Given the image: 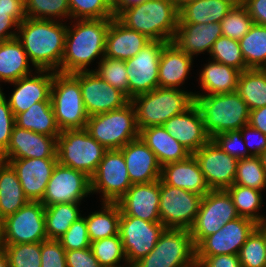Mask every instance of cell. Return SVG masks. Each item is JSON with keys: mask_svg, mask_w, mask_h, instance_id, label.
I'll use <instances>...</instances> for the list:
<instances>
[{"mask_svg": "<svg viewBox=\"0 0 266 267\" xmlns=\"http://www.w3.org/2000/svg\"><path fill=\"white\" fill-rule=\"evenodd\" d=\"M166 43L151 41L137 55L125 60L130 100L159 87V61Z\"/></svg>", "mask_w": 266, "mask_h": 267, "instance_id": "cell-15", "label": "cell"}, {"mask_svg": "<svg viewBox=\"0 0 266 267\" xmlns=\"http://www.w3.org/2000/svg\"><path fill=\"white\" fill-rule=\"evenodd\" d=\"M238 217L240 216L226 190H210L203 196L195 222L189 229L195 247L205 237Z\"/></svg>", "mask_w": 266, "mask_h": 267, "instance_id": "cell-10", "label": "cell"}, {"mask_svg": "<svg viewBox=\"0 0 266 267\" xmlns=\"http://www.w3.org/2000/svg\"><path fill=\"white\" fill-rule=\"evenodd\" d=\"M240 71L216 62L214 60L205 64L199 75L201 88L208 94H223L237 91L238 78Z\"/></svg>", "mask_w": 266, "mask_h": 267, "instance_id": "cell-34", "label": "cell"}, {"mask_svg": "<svg viewBox=\"0 0 266 267\" xmlns=\"http://www.w3.org/2000/svg\"><path fill=\"white\" fill-rule=\"evenodd\" d=\"M253 22L266 26V0H241Z\"/></svg>", "mask_w": 266, "mask_h": 267, "instance_id": "cell-58", "label": "cell"}, {"mask_svg": "<svg viewBox=\"0 0 266 267\" xmlns=\"http://www.w3.org/2000/svg\"><path fill=\"white\" fill-rule=\"evenodd\" d=\"M162 126L191 154L211 140L205 131L204 121L195 104L183 113L171 117Z\"/></svg>", "mask_w": 266, "mask_h": 267, "instance_id": "cell-24", "label": "cell"}, {"mask_svg": "<svg viewBox=\"0 0 266 267\" xmlns=\"http://www.w3.org/2000/svg\"><path fill=\"white\" fill-rule=\"evenodd\" d=\"M94 256L102 267H120L121 260L127 264L126 254L120 235L91 242Z\"/></svg>", "mask_w": 266, "mask_h": 267, "instance_id": "cell-44", "label": "cell"}, {"mask_svg": "<svg viewBox=\"0 0 266 267\" xmlns=\"http://www.w3.org/2000/svg\"><path fill=\"white\" fill-rule=\"evenodd\" d=\"M160 179L165 184L185 189L200 196H204L210 191L193 154L184 160L163 165Z\"/></svg>", "mask_w": 266, "mask_h": 267, "instance_id": "cell-27", "label": "cell"}, {"mask_svg": "<svg viewBox=\"0 0 266 267\" xmlns=\"http://www.w3.org/2000/svg\"><path fill=\"white\" fill-rule=\"evenodd\" d=\"M238 0H197L179 10L178 24L221 22Z\"/></svg>", "mask_w": 266, "mask_h": 267, "instance_id": "cell-31", "label": "cell"}, {"mask_svg": "<svg viewBox=\"0 0 266 267\" xmlns=\"http://www.w3.org/2000/svg\"><path fill=\"white\" fill-rule=\"evenodd\" d=\"M238 255L242 267H266V242L258 227L248 236Z\"/></svg>", "mask_w": 266, "mask_h": 267, "instance_id": "cell-45", "label": "cell"}, {"mask_svg": "<svg viewBox=\"0 0 266 267\" xmlns=\"http://www.w3.org/2000/svg\"><path fill=\"white\" fill-rule=\"evenodd\" d=\"M257 225L253 220L244 217L229 221L196 246V256L238 255L242 245Z\"/></svg>", "mask_w": 266, "mask_h": 267, "instance_id": "cell-19", "label": "cell"}, {"mask_svg": "<svg viewBox=\"0 0 266 267\" xmlns=\"http://www.w3.org/2000/svg\"><path fill=\"white\" fill-rule=\"evenodd\" d=\"M196 267H242L239 255L196 256Z\"/></svg>", "mask_w": 266, "mask_h": 267, "instance_id": "cell-55", "label": "cell"}, {"mask_svg": "<svg viewBox=\"0 0 266 267\" xmlns=\"http://www.w3.org/2000/svg\"><path fill=\"white\" fill-rule=\"evenodd\" d=\"M239 45L248 69L266 68V26L254 23Z\"/></svg>", "mask_w": 266, "mask_h": 267, "instance_id": "cell-39", "label": "cell"}, {"mask_svg": "<svg viewBox=\"0 0 266 267\" xmlns=\"http://www.w3.org/2000/svg\"><path fill=\"white\" fill-rule=\"evenodd\" d=\"M258 157L260 158V161L266 170V149Z\"/></svg>", "mask_w": 266, "mask_h": 267, "instance_id": "cell-66", "label": "cell"}, {"mask_svg": "<svg viewBox=\"0 0 266 267\" xmlns=\"http://www.w3.org/2000/svg\"><path fill=\"white\" fill-rule=\"evenodd\" d=\"M2 158H57V137L38 134L14 125Z\"/></svg>", "mask_w": 266, "mask_h": 267, "instance_id": "cell-23", "label": "cell"}, {"mask_svg": "<svg viewBox=\"0 0 266 267\" xmlns=\"http://www.w3.org/2000/svg\"><path fill=\"white\" fill-rule=\"evenodd\" d=\"M226 191L231 196L240 217L253 220L256 224L266 220L258 211L262 208V191L237 184L231 185Z\"/></svg>", "mask_w": 266, "mask_h": 267, "instance_id": "cell-40", "label": "cell"}, {"mask_svg": "<svg viewBox=\"0 0 266 267\" xmlns=\"http://www.w3.org/2000/svg\"><path fill=\"white\" fill-rule=\"evenodd\" d=\"M0 13H6L20 24L27 18L25 0H0Z\"/></svg>", "mask_w": 266, "mask_h": 267, "instance_id": "cell-57", "label": "cell"}, {"mask_svg": "<svg viewBox=\"0 0 266 267\" xmlns=\"http://www.w3.org/2000/svg\"><path fill=\"white\" fill-rule=\"evenodd\" d=\"M91 179V193L102 192V202H117L132 186L120 149L107 150Z\"/></svg>", "mask_w": 266, "mask_h": 267, "instance_id": "cell-13", "label": "cell"}, {"mask_svg": "<svg viewBox=\"0 0 266 267\" xmlns=\"http://www.w3.org/2000/svg\"><path fill=\"white\" fill-rule=\"evenodd\" d=\"M192 61L193 57L182 51L174 42H167L160 55L159 87L180 89L188 78Z\"/></svg>", "mask_w": 266, "mask_h": 267, "instance_id": "cell-29", "label": "cell"}, {"mask_svg": "<svg viewBox=\"0 0 266 267\" xmlns=\"http://www.w3.org/2000/svg\"><path fill=\"white\" fill-rule=\"evenodd\" d=\"M85 129L106 150L121 149L139 138L140 132L131 101L121 108L89 116Z\"/></svg>", "mask_w": 266, "mask_h": 267, "instance_id": "cell-6", "label": "cell"}, {"mask_svg": "<svg viewBox=\"0 0 266 267\" xmlns=\"http://www.w3.org/2000/svg\"><path fill=\"white\" fill-rule=\"evenodd\" d=\"M15 169L22 190L29 201H41L57 158L3 159Z\"/></svg>", "mask_w": 266, "mask_h": 267, "instance_id": "cell-20", "label": "cell"}, {"mask_svg": "<svg viewBox=\"0 0 266 267\" xmlns=\"http://www.w3.org/2000/svg\"><path fill=\"white\" fill-rule=\"evenodd\" d=\"M136 111L139 131L152 126H162L171 117L183 113L194 104V93L176 88L158 87L139 94L131 100Z\"/></svg>", "mask_w": 266, "mask_h": 267, "instance_id": "cell-5", "label": "cell"}, {"mask_svg": "<svg viewBox=\"0 0 266 267\" xmlns=\"http://www.w3.org/2000/svg\"><path fill=\"white\" fill-rule=\"evenodd\" d=\"M237 92L250 111L266 106V70L248 69L240 72Z\"/></svg>", "mask_w": 266, "mask_h": 267, "instance_id": "cell-37", "label": "cell"}, {"mask_svg": "<svg viewBox=\"0 0 266 267\" xmlns=\"http://www.w3.org/2000/svg\"><path fill=\"white\" fill-rule=\"evenodd\" d=\"M0 89V152L3 153L10 142L15 116L9 106L5 93Z\"/></svg>", "mask_w": 266, "mask_h": 267, "instance_id": "cell-53", "label": "cell"}, {"mask_svg": "<svg viewBox=\"0 0 266 267\" xmlns=\"http://www.w3.org/2000/svg\"><path fill=\"white\" fill-rule=\"evenodd\" d=\"M51 103L58 128L84 129L88 120L79 81L72 74L54 73Z\"/></svg>", "mask_w": 266, "mask_h": 267, "instance_id": "cell-9", "label": "cell"}, {"mask_svg": "<svg viewBox=\"0 0 266 267\" xmlns=\"http://www.w3.org/2000/svg\"><path fill=\"white\" fill-rule=\"evenodd\" d=\"M0 161H3L2 153L0 152Z\"/></svg>", "mask_w": 266, "mask_h": 267, "instance_id": "cell-69", "label": "cell"}, {"mask_svg": "<svg viewBox=\"0 0 266 267\" xmlns=\"http://www.w3.org/2000/svg\"><path fill=\"white\" fill-rule=\"evenodd\" d=\"M58 241L66 251L91 247L84 216L73 222L66 233L58 238Z\"/></svg>", "mask_w": 266, "mask_h": 267, "instance_id": "cell-50", "label": "cell"}, {"mask_svg": "<svg viewBox=\"0 0 266 267\" xmlns=\"http://www.w3.org/2000/svg\"><path fill=\"white\" fill-rule=\"evenodd\" d=\"M67 267H102L93 254L91 247L66 251Z\"/></svg>", "mask_w": 266, "mask_h": 267, "instance_id": "cell-54", "label": "cell"}, {"mask_svg": "<svg viewBox=\"0 0 266 267\" xmlns=\"http://www.w3.org/2000/svg\"><path fill=\"white\" fill-rule=\"evenodd\" d=\"M21 42L11 39L0 43V82L12 83L32 74ZM1 89V87H0Z\"/></svg>", "mask_w": 266, "mask_h": 267, "instance_id": "cell-32", "label": "cell"}, {"mask_svg": "<svg viewBox=\"0 0 266 267\" xmlns=\"http://www.w3.org/2000/svg\"><path fill=\"white\" fill-rule=\"evenodd\" d=\"M194 104L211 139L220 133L240 130L248 124L250 110L237 91L213 95L194 93Z\"/></svg>", "mask_w": 266, "mask_h": 267, "instance_id": "cell-4", "label": "cell"}, {"mask_svg": "<svg viewBox=\"0 0 266 267\" xmlns=\"http://www.w3.org/2000/svg\"><path fill=\"white\" fill-rule=\"evenodd\" d=\"M222 36L219 22L203 24H178L174 42L182 51L194 57L199 53L210 52L212 45Z\"/></svg>", "mask_w": 266, "mask_h": 267, "instance_id": "cell-28", "label": "cell"}, {"mask_svg": "<svg viewBox=\"0 0 266 267\" xmlns=\"http://www.w3.org/2000/svg\"><path fill=\"white\" fill-rule=\"evenodd\" d=\"M151 41L146 35L126 27L114 17L106 34L104 57L125 61L137 55Z\"/></svg>", "mask_w": 266, "mask_h": 267, "instance_id": "cell-26", "label": "cell"}, {"mask_svg": "<svg viewBox=\"0 0 266 267\" xmlns=\"http://www.w3.org/2000/svg\"><path fill=\"white\" fill-rule=\"evenodd\" d=\"M139 137L154 152L161 166L184 160L192 155L163 126L143 128L139 132Z\"/></svg>", "mask_w": 266, "mask_h": 267, "instance_id": "cell-30", "label": "cell"}, {"mask_svg": "<svg viewBox=\"0 0 266 267\" xmlns=\"http://www.w3.org/2000/svg\"><path fill=\"white\" fill-rule=\"evenodd\" d=\"M110 21L111 19L76 20L73 26L67 25L61 73L89 71L86 67L94 59L98 57L101 61L104 58Z\"/></svg>", "mask_w": 266, "mask_h": 267, "instance_id": "cell-2", "label": "cell"}, {"mask_svg": "<svg viewBox=\"0 0 266 267\" xmlns=\"http://www.w3.org/2000/svg\"><path fill=\"white\" fill-rule=\"evenodd\" d=\"M209 54L211 60L231 66L240 72L248 70L238 40L220 36L212 45Z\"/></svg>", "mask_w": 266, "mask_h": 267, "instance_id": "cell-42", "label": "cell"}, {"mask_svg": "<svg viewBox=\"0 0 266 267\" xmlns=\"http://www.w3.org/2000/svg\"><path fill=\"white\" fill-rule=\"evenodd\" d=\"M66 250L55 239L41 242V267H67Z\"/></svg>", "mask_w": 266, "mask_h": 267, "instance_id": "cell-52", "label": "cell"}, {"mask_svg": "<svg viewBox=\"0 0 266 267\" xmlns=\"http://www.w3.org/2000/svg\"><path fill=\"white\" fill-rule=\"evenodd\" d=\"M212 140L224 152H226L232 157L237 158L238 160L251 156L248 153L247 147L245 146L241 130H233V131H227L226 133H220L214 136ZM242 146L243 148H241Z\"/></svg>", "mask_w": 266, "mask_h": 267, "instance_id": "cell-51", "label": "cell"}, {"mask_svg": "<svg viewBox=\"0 0 266 267\" xmlns=\"http://www.w3.org/2000/svg\"><path fill=\"white\" fill-rule=\"evenodd\" d=\"M9 267H41V242L4 244Z\"/></svg>", "mask_w": 266, "mask_h": 267, "instance_id": "cell-46", "label": "cell"}, {"mask_svg": "<svg viewBox=\"0 0 266 267\" xmlns=\"http://www.w3.org/2000/svg\"><path fill=\"white\" fill-rule=\"evenodd\" d=\"M234 184L259 191L266 189V170L259 157L250 156L238 160Z\"/></svg>", "mask_w": 266, "mask_h": 267, "instance_id": "cell-41", "label": "cell"}, {"mask_svg": "<svg viewBox=\"0 0 266 267\" xmlns=\"http://www.w3.org/2000/svg\"><path fill=\"white\" fill-rule=\"evenodd\" d=\"M257 227L263 232L264 237H265V242H266V220L258 224Z\"/></svg>", "mask_w": 266, "mask_h": 267, "instance_id": "cell-67", "label": "cell"}, {"mask_svg": "<svg viewBox=\"0 0 266 267\" xmlns=\"http://www.w3.org/2000/svg\"><path fill=\"white\" fill-rule=\"evenodd\" d=\"M35 75L24 76L12 82L15 89L7 99L14 116L25 112L36 102L51 101V88L54 78V71L35 70Z\"/></svg>", "mask_w": 266, "mask_h": 267, "instance_id": "cell-22", "label": "cell"}, {"mask_svg": "<svg viewBox=\"0 0 266 267\" xmlns=\"http://www.w3.org/2000/svg\"><path fill=\"white\" fill-rule=\"evenodd\" d=\"M0 267H9L7 255L3 250L0 251Z\"/></svg>", "mask_w": 266, "mask_h": 267, "instance_id": "cell-64", "label": "cell"}, {"mask_svg": "<svg viewBox=\"0 0 266 267\" xmlns=\"http://www.w3.org/2000/svg\"><path fill=\"white\" fill-rule=\"evenodd\" d=\"M18 27L19 24L11 16L0 13V43L16 38L18 31L14 30H18ZM11 28L14 30L10 31Z\"/></svg>", "mask_w": 266, "mask_h": 267, "instance_id": "cell-59", "label": "cell"}, {"mask_svg": "<svg viewBox=\"0 0 266 267\" xmlns=\"http://www.w3.org/2000/svg\"><path fill=\"white\" fill-rule=\"evenodd\" d=\"M203 196L165 184L160 179L159 213L166 228L190 229L199 212Z\"/></svg>", "mask_w": 266, "mask_h": 267, "instance_id": "cell-11", "label": "cell"}, {"mask_svg": "<svg viewBox=\"0 0 266 267\" xmlns=\"http://www.w3.org/2000/svg\"><path fill=\"white\" fill-rule=\"evenodd\" d=\"M160 180L132 184L116 202L121 216H133L148 222H161L159 213Z\"/></svg>", "mask_w": 266, "mask_h": 267, "instance_id": "cell-21", "label": "cell"}, {"mask_svg": "<svg viewBox=\"0 0 266 267\" xmlns=\"http://www.w3.org/2000/svg\"><path fill=\"white\" fill-rule=\"evenodd\" d=\"M120 267H133V266L132 265H129V264H125V266H120Z\"/></svg>", "mask_w": 266, "mask_h": 267, "instance_id": "cell-68", "label": "cell"}, {"mask_svg": "<svg viewBox=\"0 0 266 267\" xmlns=\"http://www.w3.org/2000/svg\"><path fill=\"white\" fill-rule=\"evenodd\" d=\"M197 0H172L174 3L175 8L179 11L182 7H184L186 4L194 2Z\"/></svg>", "mask_w": 266, "mask_h": 267, "instance_id": "cell-62", "label": "cell"}, {"mask_svg": "<svg viewBox=\"0 0 266 267\" xmlns=\"http://www.w3.org/2000/svg\"><path fill=\"white\" fill-rule=\"evenodd\" d=\"M93 71L108 84L123 92L129 98L128 75L124 60L104 57Z\"/></svg>", "mask_w": 266, "mask_h": 267, "instance_id": "cell-47", "label": "cell"}, {"mask_svg": "<svg viewBox=\"0 0 266 267\" xmlns=\"http://www.w3.org/2000/svg\"><path fill=\"white\" fill-rule=\"evenodd\" d=\"M28 202L15 169L9 162L0 161V218L17 212Z\"/></svg>", "mask_w": 266, "mask_h": 267, "instance_id": "cell-33", "label": "cell"}, {"mask_svg": "<svg viewBox=\"0 0 266 267\" xmlns=\"http://www.w3.org/2000/svg\"><path fill=\"white\" fill-rule=\"evenodd\" d=\"M161 222H148L133 216H121L119 235L127 258V264L134 265L154 249L165 230Z\"/></svg>", "mask_w": 266, "mask_h": 267, "instance_id": "cell-14", "label": "cell"}, {"mask_svg": "<svg viewBox=\"0 0 266 267\" xmlns=\"http://www.w3.org/2000/svg\"><path fill=\"white\" fill-rule=\"evenodd\" d=\"M222 36L240 40L254 24L246 8L238 2L220 22Z\"/></svg>", "mask_w": 266, "mask_h": 267, "instance_id": "cell-48", "label": "cell"}, {"mask_svg": "<svg viewBox=\"0 0 266 267\" xmlns=\"http://www.w3.org/2000/svg\"><path fill=\"white\" fill-rule=\"evenodd\" d=\"M132 184L160 180L162 166L154 152L139 137L121 149Z\"/></svg>", "mask_w": 266, "mask_h": 267, "instance_id": "cell-25", "label": "cell"}, {"mask_svg": "<svg viewBox=\"0 0 266 267\" xmlns=\"http://www.w3.org/2000/svg\"><path fill=\"white\" fill-rule=\"evenodd\" d=\"M4 248V239H3V219L0 218V251Z\"/></svg>", "mask_w": 266, "mask_h": 267, "instance_id": "cell-65", "label": "cell"}, {"mask_svg": "<svg viewBox=\"0 0 266 267\" xmlns=\"http://www.w3.org/2000/svg\"><path fill=\"white\" fill-rule=\"evenodd\" d=\"M4 244L36 243L47 240L45 206L29 201L17 212L3 219Z\"/></svg>", "mask_w": 266, "mask_h": 267, "instance_id": "cell-12", "label": "cell"}, {"mask_svg": "<svg viewBox=\"0 0 266 267\" xmlns=\"http://www.w3.org/2000/svg\"><path fill=\"white\" fill-rule=\"evenodd\" d=\"M105 1L114 10L115 16L122 10V0H105Z\"/></svg>", "mask_w": 266, "mask_h": 267, "instance_id": "cell-61", "label": "cell"}, {"mask_svg": "<svg viewBox=\"0 0 266 267\" xmlns=\"http://www.w3.org/2000/svg\"><path fill=\"white\" fill-rule=\"evenodd\" d=\"M17 31L16 38L36 70L61 73L67 25L59 20L25 18Z\"/></svg>", "mask_w": 266, "mask_h": 267, "instance_id": "cell-1", "label": "cell"}, {"mask_svg": "<svg viewBox=\"0 0 266 267\" xmlns=\"http://www.w3.org/2000/svg\"><path fill=\"white\" fill-rule=\"evenodd\" d=\"M71 19H112L114 10L105 0H68Z\"/></svg>", "mask_w": 266, "mask_h": 267, "instance_id": "cell-49", "label": "cell"}, {"mask_svg": "<svg viewBox=\"0 0 266 267\" xmlns=\"http://www.w3.org/2000/svg\"><path fill=\"white\" fill-rule=\"evenodd\" d=\"M193 156L210 190H226L234 184L238 159L224 152L212 139Z\"/></svg>", "mask_w": 266, "mask_h": 267, "instance_id": "cell-18", "label": "cell"}, {"mask_svg": "<svg viewBox=\"0 0 266 267\" xmlns=\"http://www.w3.org/2000/svg\"><path fill=\"white\" fill-rule=\"evenodd\" d=\"M240 130H241L242 137L244 139L245 146L248 147L247 148L248 153L251 156H257L258 157L266 149V135L263 134L258 129L253 128L249 124L243 126ZM252 134L254 135L255 138H258L257 139L258 142H255V143L252 142V143H250L251 142V139H252V141H254L253 138L250 137V135L253 137ZM253 143L255 145H253Z\"/></svg>", "mask_w": 266, "mask_h": 267, "instance_id": "cell-56", "label": "cell"}, {"mask_svg": "<svg viewBox=\"0 0 266 267\" xmlns=\"http://www.w3.org/2000/svg\"><path fill=\"white\" fill-rule=\"evenodd\" d=\"M145 0H122V9L132 5L143 3Z\"/></svg>", "mask_w": 266, "mask_h": 267, "instance_id": "cell-63", "label": "cell"}, {"mask_svg": "<svg viewBox=\"0 0 266 267\" xmlns=\"http://www.w3.org/2000/svg\"><path fill=\"white\" fill-rule=\"evenodd\" d=\"M101 211L85 218L90 242L119 234L121 211L116 202H103Z\"/></svg>", "mask_w": 266, "mask_h": 267, "instance_id": "cell-36", "label": "cell"}, {"mask_svg": "<svg viewBox=\"0 0 266 267\" xmlns=\"http://www.w3.org/2000/svg\"><path fill=\"white\" fill-rule=\"evenodd\" d=\"M80 83L84 107L88 116L106 113L125 106L130 99L108 84L93 70L72 74Z\"/></svg>", "mask_w": 266, "mask_h": 267, "instance_id": "cell-17", "label": "cell"}, {"mask_svg": "<svg viewBox=\"0 0 266 267\" xmlns=\"http://www.w3.org/2000/svg\"><path fill=\"white\" fill-rule=\"evenodd\" d=\"M90 194V177L57 163L40 202L45 207L60 203H81Z\"/></svg>", "mask_w": 266, "mask_h": 267, "instance_id": "cell-16", "label": "cell"}, {"mask_svg": "<svg viewBox=\"0 0 266 267\" xmlns=\"http://www.w3.org/2000/svg\"><path fill=\"white\" fill-rule=\"evenodd\" d=\"M248 124L266 135V106L251 110Z\"/></svg>", "mask_w": 266, "mask_h": 267, "instance_id": "cell-60", "label": "cell"}, {"mask_svg": "<svg viewBox=\"0 0 266 267\" xmlns=\"http://www.w3.org/2000/svg\"><path fill=\"white\" fill-rule=\"evenodd\" d=\"M196 247L189 229L165 228L153 250L133 267H196Z\"/></svg>", "mask_w": 266, "mask_h": 267, "instance_id": "cell-8", "label": "cell"}, {"mask_svg": "<svg viewBox=\"0 0 266 267\" xmlns=\"http://www.w3.org/2000/svg\"><path fill=\"white\" fill-rule=\"evenodd\" d=\"M27 18L63 21L69 18L70 8L68 0H25Z\"/></svg>", "mask_w": 266, "mask_h": 267, "instance_id": "cell-43", "label": "cell"}, {"mask_svg": "<svg viewBox=\"0 0 266 267\" xmlns=\"http://www.w3.org/2000/svg\"><path fill=\"white\" fill-rule=\"evenodd\" d=\"M15 125L35 133L58 137V128L51 101L34 103L25 112L15 116Z\"/></svg>", "mask_w": 266, "mask_h": 267, "instance_id": "cell-35", "label": "cell"}, {"mask_svg": "<svg viewBox=\"0 0 266 267\" xmlns=\"http://www.w3.org/2000/svg\"><path fill=\"white\" fill-rule=\"evenodd\" d=\"M115 17L152 41L172 42L178 27L179 11L172 0H145L123 8Z\"/></svg>", "mask_w": 266, "mask_h": 267, "instance_id": "cell-3", "label": "cell"}, {"mask_svg": "<svg viewBox=\"0 0 266 267\" xmlns=\"http://www.w3.org/2000/svg\"><path fill=\"white\" fill-rule=\"evenodd\" d=\"M80 203H60L45 207V230L47 239L58 240L73 222L82 217Z\"/></svg>", "mask_w": 266, "mask_h": 267, "instance_id": "cell-38", "label": "cell"}, {"mask_svg": "<svg viewBox=\"0 0 266 267\" xmlns=\"http://www.w3.org/2000/svg\"><path fill=\"white\" fill-rule=\"evenodd\" d=\"M107 150L84 129L62 130L57 137L58 163L92 177Z\"/></svg>", "mask_w": 266, "mask_h": 267, "instance_id": "cell-7", "label": "cell"}]
</instances>
